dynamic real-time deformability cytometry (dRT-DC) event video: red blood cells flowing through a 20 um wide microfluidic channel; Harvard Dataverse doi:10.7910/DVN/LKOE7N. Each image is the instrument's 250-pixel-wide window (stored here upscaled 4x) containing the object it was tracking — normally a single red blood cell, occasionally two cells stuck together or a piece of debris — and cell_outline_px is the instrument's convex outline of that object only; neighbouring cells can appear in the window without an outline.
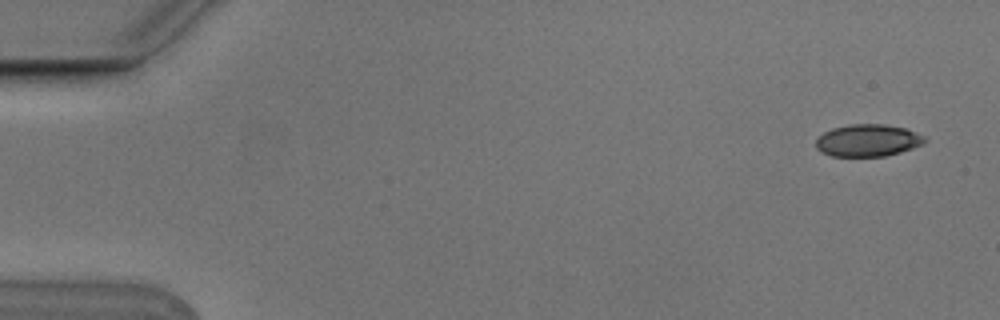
{"species": "Egyptian fruit bat (a non-hibernating species)", "species_latin": "Rousettus aegyptiacus", "temperature_condition": "cold", "stored_images_in_passage": 5, "camera_frame_rate_fps": 3000, "um_per_image_px": 0.085, "animal": {"sex": "male"}, "frame": {"image": 1, "passage_image": 1, "time_ms": 0.0, "image_size_px": [1000, 320], "cell_outline_px": [[928, 140], [924, 144], [900, 152], [884, 156], [832, 156], [820, 152], [816, 148], [816, 140], [824, 132], [832, 128], [852, 124], [884, 124], [904, 128], [916, 132], [924, 136]], "centroid_in_image_um": [73.77, 11.93], "position_along_channel_um": 11.2, "area_um2": 20.4}}
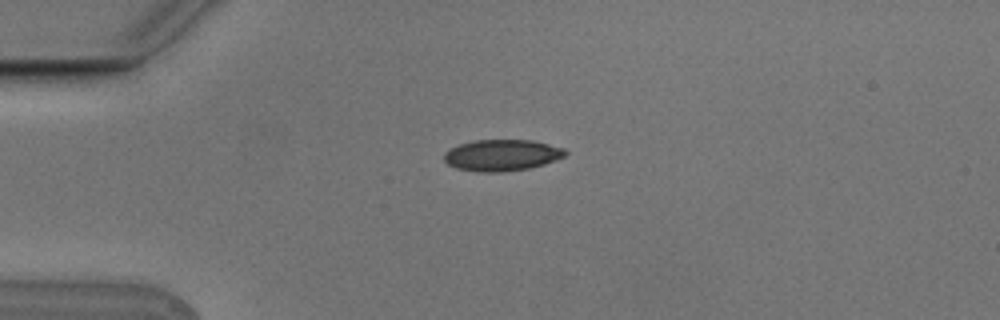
{"frame": {"image": 2, "passage_image": 4, "time_ms": 1.0, "image_size_px": [1000, 320], "cell_outline_px": [[568, 152], [564, 156], [556, 160], [544, 164], [528, 168], [500, 172], [476, 172], [456, 168], [448, 164], [444, 160], [444, 152], [448, 148], [460, 144], [476, 140], [532, 140], [564, 148]], "centroid_in_image_um": [42.63, 13.19], "position_along_channel_um": 42.4, "area_um2": 22.2}}